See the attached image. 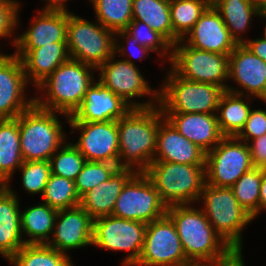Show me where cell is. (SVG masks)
Returning a JSON list of instances; mask_svg holds the SVG:
<instances>
[{"instance_id": "obj_40", "label": "cell", "mask_w": 266, "mask_h": 266, "mask_svg": "<svg viewBox=\"0 0 266 266\" xmlns=\"http://www.w3.org/2000/svg\"><path fill=\"white\" fill-rule=\"evenodd\" d=\"M22 186L29 194L43 195L46 183L51 174L49 161H26L19 168Z\"/></svg>"}, {"instance_id": "obj_25", "label": "cell", "mask_w": 266, "mask_h": 266, "mask_svg": "<svg viewBox=\"0 0 266 266\" xmlns=\"http://www.w3.org/2000/svg\"><path fill=\"white\" fill-rule=\"evenodd\" d=\"M23 64L28 83L38 86L51 75L62 63L69 59L66 42H55L33 50L14 52Z\"/></svg>"}, {"instance_id": "obj_12", "label": "cell", "mask_w": 266, "mask_h": 266, "mask_svg": "<svg viewBox=\"0 0 266 266\" xmlns=\"http://www.w3.org/2000/svg\"><path fill=\"white\" fill-rule=\"evenodd\" d=\"M167 206L143 172H136L117 197L112 216L151 223L166 214Z\"/></svg>"}, {"instance_id": "obj_32", "label": "cell", "mask_w": 266, "mask_h": 266, "mask_svg": "<svg viewBox=\"0 0 266 266\" xmlns=\"http://www.w3.org/2000/svg\"><path fill=\"white\" fill-rule=\"evenodd\" d=\"M210 5L211 0H170L173 45L186 38V34Z\"/></svg>"}, {"instance_id": "obj_13", "label": "cell", "mask_w": 266, "mask_h": 266, "mask_svg": "<svg viewBox=\"0 0 266 266\" xmlns=\"http://www.w3.org/2000/svg\"><path fill=\"white\" fill-rule=\"evenodd\" d=\"M115 56L117 55L111 56L97 69L100 71L98 81L132 108H150L156 104L159 105V91L150 87L138 67L123 59L118 60ZM145 95H149L152 98L151 101H131L135 97L138 99Z\"/></svg>"}, {"instance_id": "obj_39", "label": "cell", "mask_w": 266, "mask_h": 266, "mask_svg": "<svg viewBox=\"0 0 266 266\" xmlns=\"http://www.w3.org/2000/svg\"><path fill=\"white\" fill-rule=\"evenodd\" d=\"M125 31L134 37L139 45L145 46L149 50L159 53V56H165V58L168 57L167 61L171 62L172 45L149 25L138 20H132Z\"/></svg>"}, {"instance_id": "obj_37", "label": "cell", "mask_w": 266, "mask_h": 266, "mask_svg": "<svg viewBox=\"0 0 266 266\" xmlns=\"http://www.w3.org/2000/svg\"><path fill=\"white\" fill-rule=\"evenodd\" d=\"M64 144L49 159L51 174L75 181L86 159L73 143L66 141Z\"/></svg>"}, {"instance_id": "obj_41", "label": "cell", "mask_w": 266, "mask_h": 266, "mask_svg": "<svg viewBox=\"0 0 266 266\" xmlns=\"http://www.w3.org/2000/svg\"><path fill=\"white\" fill-rule=\"evenodd\" d=\"M20 2L16 0H0V38L12 37L19 25Z\"/></svg>"}, {"instance_id": "obj_19", "label": "cell", "mask_w": 266, "mask_h": 266, "mask_svg": "<svg viewBox=\"0 0 266 266\" xmlns=\"http://www.w3.org/2000/svg\"><path fill=\"white\" fill-rule=\"evenodd\" d=\"M131 109L121 97L96 80L88 88L82 103L68 121H118Z\"/></svg>"}, {"instance_id": "obj_48", "label": "cell", "mask_w": 266, "mask_h": 266, "mask_svg": "<svg viewBox=\"0 0 266 266\" xmlns=\"http://www.w3.org/2000/svg\"><path fill=\"white\" fill-rule=\"evenodd\" d=\"M266 210V172L262 177L261 187H260V196H259V214L261 210Z\"/></svg>"}, {"instance_id": "obj_44", "label": "cell", "mask_w": 266, "mask_h": 266, "mask_svg": "<svg viewBox=\"0 0 266 266\" xmlns=\"http://www.w3.org/2000/svg\"><path fill=\"white\" fill-rule=\"evenodd\" d=\"M253 168L266 170V134L248 142Z\"/></svg>"}, {"instance_id": "obj_45", "label": "cell", "mask_w": 266, "mask_h": 266, "mask_svg": "<svg viewBox=\"0 0 266 266\" xmlns=\"http://www.w3.org/2000/svg\"><path fill=\"white\" fill-rule=\"evenodd\" d=\"M253 40H245L243 43L249 48L256 56L266 62V36Z\"/></svg>"}, {"instance_id": "obj_49", "label": "cell", "mask_w": 266, "mask_h": 266, "mask_svg": "<svg viewBox=\"0 0 266 266\" xmlns=\"http://www.w3.org/2000/svg\"><path fill=\"white\" fill-rule=\"evenodd\" d=\"M252 2L261 14L266 12V0H252Z\"/></svg>"}, {"instance_id": "obj_10", "label": "cell", "mask_w": 266, "mask_h": 266, "mask_svg": "<svg viewBox=\"0 0 266 266\" xmlns=\"http://www.w3.org/2000/svg\"><path fill=\"white\" fill-rule=\"evenodd\" d=\"M146 223L103 216L93 221L92 245L111 251H130L123 259V266H134L141 255Z\"/></svg>"}, {"instance_id": "obj_9", "label": "cell", "mask_w": 266, "mask_h": 266, "mask_svg": "<svg viewBox=\"0 0 266 266\" xmlns=\"http://www.w3.org/2000/svg\"><path fill=\"white\" fill-rule=\"evenodd\" d=\"M171 69L187 80L215 84L226 91L229 55L195 49L181 39L172 46Z\"/></svg>"}, {"instance_id": "obj_46", "label": "cell", "mask_w": 266, "mask_h": 266, "mask_svg": "<svg viewBox=\"0 0 266 266\" xmlns=\"http://www.w3.org/2000/svg\"><path fill=\"white\" fill-rule=\"evenodd\" d=\"M242 250H234L226 259L216 262V266H244Z\"/></svg>"}, {"instance_id": "obj_27", "label": "cell", "mask_w": 266, "mask_h": 266, "mask_svg": "<svg viewBox=\"0 0 266 266\" xmlns=\"http://www.w3.org/2000/svg\"><path fill=\"white\" fill-rule=\"evenodd\" d=\"M24 160L20 151L18 117L0 119V185L11 181Z\"/></svg>"}, {"instance_id": "obj_51", "label": "cell", "mask_w": 266, "mask_h": 266, "mask_svg": "<svg viewBox=\"0 0 266 266\" xmlns=\"http://www.w3.org/2000/svg\"><path fill=\"white\" fill-rule=\"evenodd\" d=\"M259 17H261V18H265L266 19V12L265 13H262V14H260V16ZM264 35L266 36V26H265V29H264Z\"/></svg>"}, {"instance_id": "obj_42", "label": "cell", "mask_w": 266, "mask_h": 266, "mask_svg": "<svg viewBox=\"0 0 266 266\" xmlns=\"http://www.w3.org/2000/svg\"><path fill=\"white\" fill-rule=\"evenodd\" d=\"M264 134H266V110L251 109L245 126L236 137L248 143Z\"/></svg>"}, {"instance_id": "obj_30", "label": "cell", "mask_w": 266, "mask_h": 266, "mask_svg": "<svg viewBox=\"0 0 266 266\" xmlns=\"http://www.w3.org/2000/svg\"><path fill=\"white\" fill-rule=\"evenodd\" d=\"M57 212L43 202L21 211V233L28 236L25 244H47L53 234Z\"/></svg>"}, {"instance_id": "obj_20", "label": "cell", "mask_w": 266, "mask_h": 266, "mask_svg": "<svg viewBox=\"0 0 266 266\" xmlns=\"http://www.w3.org/2000/svg\"><path fill=\"white\" fill-rule=\"evenodd\" d=\"M183 38L186 44L199 50L229 55L237 43L231 37L220 13L211 4L193 28Z\"/></svg>"}, {"instance_id": "obj_29", "label": "cell", "mask_w": 266, "mask_h": 266, "mask_svg": "<svg viewBox=\"0 0 266 266\" xmlns=\"http://www.w3.org/2000/svg\"><path fill=\"white\" fill-rule=\"evenodd\" d=\"M244 96L225 91L219 101L217 107V121L220 132L223 136H237L243 127L246 120L249 117L251 107V96H245L249 98L247 101L242 99Z\"/></svg>"}, {"instance_id": "obj_43", "label": "cell", "mask_w": 266, "mask_h": 266, "mask_svg": "<svg viewBox=\"0 0 266 266\" xmlns=\"http://www.w3.org/2000/svg\"><path fill=\"white\" fill-rule=\"evenodd\" d=\"M123 39V42H125V45L119 44V38H117L118 36ZM131 47V48H130ZM127 48V49H126ZM129 48V50H128ZM128 51V52H126ZM150 51L147 47L139 45L138 41L132 37L131 35H129L125 30L122 31H118L115 33V54H119L120 56H125L127 55L129 58L124 59L125 61H128L131 64H134V62L131 60V58L135 57L136 58V53H138L137 58L138 60H141L142 58H145L150 54ZM128 53V54H126ZM140 53V54H139Z\"/></svg>"}, {"instance_id": "obj_47", "label": "cell", "mask_w": 266, "mask_h": 266, "mask_svg": "<svg viewBox=\"0 0 266 266\" xmlns=\"http://www.w3.org/2000/svg\"><path fill=\"white\" fill-rule=\"evenodd\" d=\"M46 5L42 10H53V11H68L66 3L69 0H43Z\"/></svg>"}, {"instance_id": "obj_38", "label": "cell", "mask_w": 266, "mask_h": 266, "mask_svg": "<svg viewBox=\"0 0 266 266\" xmlns=\"http://www.w3.org/2000/svg\"><path fill=\"white\" fill-rule=\"evenodd\" d=\"M118 168V165L114 163L86 161L75 179V187L79 197L81 198L94 187L110 179Z\"/></svg>"}, {"instance_id": "obj_11", "label": "cell", "mask_w": 266, "mask_h": 266, "mask_svg": "<svg viewBox=\"0 0 266 266\" xmlns=\"http://www.w3.org/2000/svg\"><path fill=\"white\" fill-rule=\"evenodd\" d=\"M252 168L248 144L236 136H224L206 153V183L212 186L231 187Z\"/></svg>"}, {"instance_id": "obj_1", "label": "cell", "mask_w": 266, "mask_h": 266, "mask_svg": "<svg viewBox=\"0 0 266 266\" xmlns=\"http://www.w3.org/2000/svg\"><path fill=\"white\" fill-rule=\"evenodd\" d=\"M158 107L132 108L117 121L119 168L144 172L153 162L159 124L165 118Z\"/></svg>"}, {"instance_id": "obj_35", "label": "cell", "mask_w": 266, "mask_h": 266, "mask_svg": "<svg viewBox=\"0 0 266 266\" xmlns=\"http://www.w3.org/2000/svg\"><path fill=\"white\" fill-rule=\"evenodd\" d=\"M265 172V169L252 168L231 186L236 200L253 219L259 214L260 187Z\"/></svg>"}, {"instance_id": "obj_5", "label": "cell", "mask_w": 266, "mask_h": 266, "mask_svg": "<svg viewBox=\"0 0 266 266\" xmlns=\"http://www.w3.org/2000/svg\"><path fill=\"white\" fill-rule=\"evenodd\" d=\"M143 173L167 207L199 202L206 184L205 165L153 161Z\"/></svg>"}, {"instance_id": "obj_24", "label": "cell", "mask_w": 266, "mask_h": 266, "mask_svg": "<svg viewBox=\"0 0 266 266\" xmlns=\"http://www.w3.org/2000/svg\"><path fill=\"white\" fill-rule=\"evenodd\" d=\"M10 183L0 185V255L8 260L25 241L21 233V209Z\"/></svg>"}, {"instance_id": "obj_17", "label": "cell", "mask_w": 266, "mask_h": 266, "mask_svg": "<svg viewBox=\"0 0 266 266\" xmlns=\"http://www.w3.org/2000/svg\"><path fill=\"white\" fill-rule=\"evenodd\" d=\"M228 79H233L243 89L228 85L226 91L257 97L266 103V62L243 43L237 44L229 54Z\"/></svg>"}, {"instance_id": "obj_26", "label": "cell", "mask_w": 266, "mask_h": 266, "mask_svg": "<svg viewBox=\"0 0 266 266\" xmlns=\"http://www.w3.org/2000/svg\"><path fill=\"white\" fill-rule=\"evenodd\" d=\"M136 172L118 168L107 181L94 187L80 198V206L93 218L112 215L123 186Z\"/></svg>"}, {"instance_id": "obj_8", "label": "cell", "mask_w": 266, "mask_h": 266, "mask_svg": "<svg viewBox=\"0 0 266 266\" xmlns=\"http://www.w3.org/2000/svg\"><path fill=\"white\" fill-rule=\"evenodd\" d=\"M66 46L69 58L97 70L115 54V32L68 11Z\"/></svg>"}, {"instance_id": "obj_34", "label": "cell", "mask_w": 266, "mask_h": 266, "mask_svg": "<svg viewBox=\"0 0 266 266\" xmlns=\"http://www.w3.org/2000/svg\"><path fill=\"white\" fill-rule=\"evenodd\" d=\"M94 7L96 23L113 32L125 30L133 20V0H90Z\"/></svg>"}, {"instance_id": "obj_36", "label": "cell", "mask_w": 266, "mask_h": 266, "mask_svg": "<svg viewBox=\"0 0 266 266\" xmlns=\"http://www.w3.org/2000/svg\"><path fill=\"white\" fill-rule=\"evenodd\" d=\"M43 203L56 210L69 209L80 205L75 181L50 174L43 192Z\"/></svg>"}, {"instance_id": "obj_14", "label": "cell", "mask_w": 266, "mask_h": 266, "mask_svg": "<svg viewBox=\"0 0 266 266\" xmlns=\"http://www.w3.org/2000/svg\"><path fill=\"white\" fill-rule=\"evenodd\" d=\"M188 263L175 224L167 214L146 224L143 248L134 266H184Z\"/></svg>"}, {"instance_id": "obj_4", "label": "cell", "mask_w": 266, "mask_h": 266, "mask_svg": "<svg viewBox=\"0 0 266 266\" xmlns=\"http://www.w3.org/2000/svg\"><path fill=\"white\" fill-rule=\"evenodd\" d=\"M68 115L42 109L35 103L18 116L20 151L24 162L49 161L50 157L67 141L58 115Z\"/></svg>"}, {"instance_id": "obj_15", "label": "cell", "mask_w": 266, "mask_h": 266, "mask_svg": "<svg viewBox=\"0 0 266 266\" xmlns=\"http://www.w3.org/2000/svg\"><path fill=\"white\" fill-rule=\"evenodd\" d=\"M71 134L80 130L78 141L73 144L86 161L108 162L118 165L119 139L117 121L83 122L68 121Z\"/></svg>"}, {"instance_id": "obj_21", "label": "cell", "mask_w": 266, "mask_h": 266, "mask_svg": "<svg viewBox=\"0 0 266 266\" xmlns=\"http://www.w3.org/2000/svg\"><path fill=\"white\" fill-rule=\"evenodd\" d=\"M25 33L11 38L17 50H33L55 42H66L68 11L41 10Z\"/></svg>"}, {"instance_id": "obj_23", "label": "cell", "mask_w": 266, "mask_h": 266, "mask_svg": "<svg viewBox=\"0 0 266 266\" xmlns=\"http://www.w3.org/2000/svg\"><path fill=\"white\" fill-rule=\"evenodd\" d=\"M163 115L181 135L206 153L224 137L218 126L216 113H163Z\"/></svg>"}, {"instance_id": "obj_2", "label": "cell", "mask_w": 266, "mask_h": 266, "mask_svg": "<svg viewBox=\"0 0 266 266\" xmlns=\"http://www.w3.org/2000/svg\"><path fill=\"white\" fill-rule=\"evenodd\" d=\"M166 214L175 224L190 263L218 262L234 251L211 226L202 209L191 204L171 205Z\"/></svg>"}, {"instance_id": "obj_16", "label": "cell", "mask_w": 266, "mask_h": 266, "mask_svg": "<svg viewBox=\"0 0 266 266\" xmlns=\"http://www.w3.org/2000/svg\"><path fill=\"white\" fill-rule=\"evenodd\" d=\"M28 81L21 59L13 54H0V119L17 118L29 109L35 99H28ZM27 96V97H26Z\"/></svg>"}, {"instance_id": "obj_33", "label": "cell", "mask_w": 266, "mask_h": 266, "mask_svg": "<svg viewBox=\"0 0 266 266\" xmlns=\"http://www.w3.org/2000/svg\"><path fill=\"white\" fill-rule=\"evenodd\" d=\"M8 262L13 266H74L69 255L47 244H25Z\"/></svg>"}, {"instance_id": "obj_50", "label": "cell", "mask_w": 266, "mask_h": 266, "mask_svg": "<svg viewBox=\"0 0 266 266\" xmlns=\"http://www.w3.org/2000/svg\"><path fill=\"white\" fill-rule=\"evenodd\" d=\"M184 266H216V262H196V263H188Z\"/></svg>"}, {"instance_id": "obj_18", "label": "cell", "mask_w": 266, "mask_h": 266, "mask_svg": "<svg viewBox=\"0 0 266 266\" xmlns=\"http://www.w3.org/2000/svg\"><path fill=\"white\" fill-rule=\"evenodd\" d=\"M93 221L94 219L80 205L58 210L53 237L47 245L66 255L68 250L92 245Z\"/></svg>"}, {"instance_id": "obj_22", "label": "cell", "mask_w": 266, "mask_h": 266, "mask_svg": "<svg viewBox=\"0 0 266 266\" xmlns=\"http://www.w3.org/2000/svg\"><path fill=\"white\" fill-rule=\"evenodd\" d=\"M153 161L205 165L206 152L185 138L164 118L158 128L157 148Z\"/></svg>"}, {"instance_id": "obj_31", "label": "cell", "mask_w": 266, "mask_h": 266, "mask_svg": "<svg viewBox=\"0 0 266 266\" xmlns=\"http://www.w3.org/2000/svg\"><path fill=\"white\" fill-rule=\"evenodd\" d=\"M133 20L149 25L173 46L170 0H133Z\"/></svg>"}, {"instance_id": "obj_28", "label": "cell", "mask_w": 266, "mask_h": 266, "mask_svg": "<svg viewBox=\"0 0 266 266\" xmlns=\"http://www.w3.org/2000/svg\"><path fill=\"white\" fill-rule=\"evenodd\" d=\"M211 4L220 13L235 42L244 43L245 39L241 34L249 29L251 19L261 14L253 5L252 0H211Z\"/></svg>"}, {"instance_id": "obj_7", "label": "cell", "mask_w": 266, "mask_h": 266, "mask_svg": "<svg viewBox=\"0 0 266 266\" xmlns=\"http://www.w3.org/2000/svg\"><path fill=\"white\" fill-rule=\"evenodd\" d=\"M159 88L163 113H216L225 90L215 84L187 80L171 68Z\"/></svg>"}, {"instance_id": "obj_6", "label": "cell", "mask_w": 266, "mask_h": 266, "mask_svg": "<svg viewBox=\"0 0 266 266\" xmlns=\"http://www.w3.org/2000/svg\"><path fill=\"white\" fill-rule=\"evenodd\" d=\"M200 200L215 231L233 250H242V230L254 219L236 200L232 188L206 183Z\"/></svg>"}, {"instance_id": "obj_3", "label": "cell", "mask_w": 266, "mask_h": 266, "mask_svg": "<svg viewBox=\"0 0 266 266\" xmlns=\"http://www.w3.org/2000/svg\"><path fill=\"white\" fill-rule=\"evenodd\" d=\"M95 70L90 65L69 58L36 87L44 97L35 96V104L42 109L71 116L94 82L92 72Z\"/></svg>"}]
</instances>
